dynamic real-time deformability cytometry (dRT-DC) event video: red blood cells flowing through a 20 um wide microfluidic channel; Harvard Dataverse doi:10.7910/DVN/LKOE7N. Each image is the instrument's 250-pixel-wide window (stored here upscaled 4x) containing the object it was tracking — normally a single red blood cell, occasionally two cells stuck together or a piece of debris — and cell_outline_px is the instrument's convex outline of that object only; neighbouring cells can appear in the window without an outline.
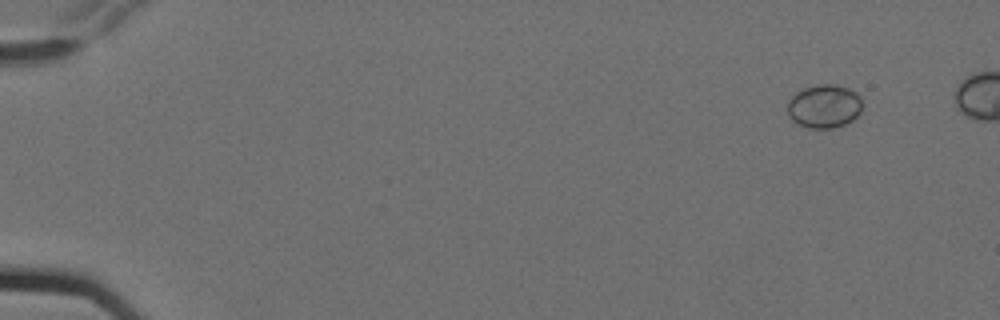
{"species": "Egyptian fruit bat (a non-hibernating species)", "species_latin": "Rousettus aegyptiacus", "temperature_condition": "cold", "stored_images_in_passage": 7, "camera_frame_rate_fps": 3000, "um_per_image_px": 0.085, "animal": {"sex": "female"}, "frame": {"image": 1, "passage_image": 2, "time_ms": 0.333, "image_size_px": [1000, 320], "cell_outline_px": [[860, 112], [852, 120], [844, 124], [832, 128], [808, 128], [796, 124], [788, 116], [788, 100], [796, 92], [804, 88], [816, 84], [836, 84], [848, 88], [856, 92], [860, 96]], "centroid_in_image_um": [70.02, 9.02], "position_along_channel_um": 15.0, "area_um2": 19.02}}
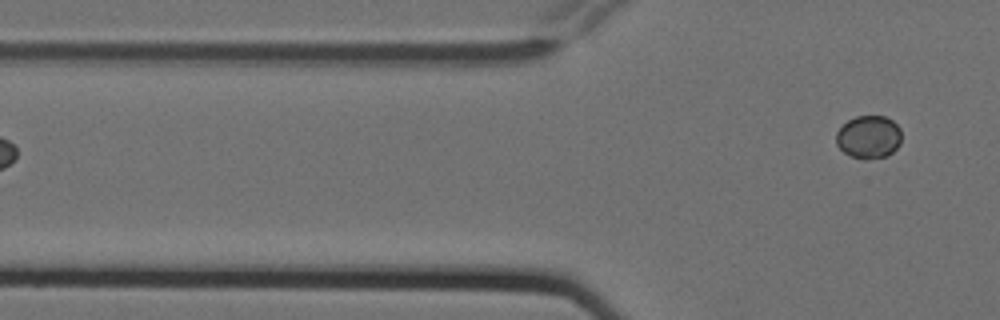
{"frame": {"image": 2, "passage_image": 7, "time_ms": 2.0, "image_size_px": [1000, 320], "cell_outline_px": [[900, 144], [888, 156], [864, 160], [852, 156], [844, 152], [836, 144], [836, 132], [848, 120], [856, 116], [884, 116], [892, 120], [900, 128]], "centroid_in_image_um": [73.84, 11.65], "position_along_channel_um": 52.0, "area_um2": 16.36}}